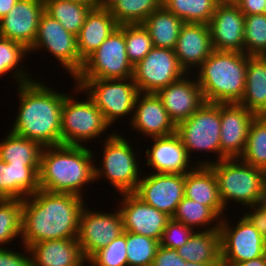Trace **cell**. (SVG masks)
Masks as SVG:
<instances>
[{"instance_id": "obj_15", "label": "cell", "mask_w": 266, "mask_h": 266, "mask_svg": "<svg viewBox=\"0 0 266 266\" xmlns=\"http://www.w3.org/2000/svg\"><path fill=\"white\" fill-rule=\"evenodd\" d=\"M143 173L134 193L151 207L172 218L184 197L185 174Z\"/></svg>"}, {"instance_id": "obj_19", "label": "cell", "mask_w": 266, "mask_h": 266, "mask_svg": "<svg viewBox=\"0 0 266 266\" xmlns=\"http://www.w3.org/2000/svg\"><path fill=\"white\" fill-rule=\"evenodd\" d=\"M156 94L175 125L190 118L205 102L193 73L185 74Z\"/></svg>"}, {"instance_id": "obj_12", "label": "cell", "mask_w": 266, "mask_h": 266, "mask_svg": "<svg viewBox=\"0 0 266 266\" xmlns=\"http://www.w3.org/2000/svg\"><path fill=\"white\" fill-rule=\"evenodd\" d=\"M229 215L220 220L219 226L222 262L239 263L264 256L266 239L242 213L233 223Z\"/></svg>"}, {"instance_id": "obj_38", "label": "cell", "mask_w": 266, "mask_h": 266, "mask_svg": "<svg viewBox=\"0 0 266 266\" xmlns=\"http://www.w3.org/2000/svg\"><path fill=\"white\" fill-rule=\"evenodd\" d=\"M127 266H151L160 243L144 235L126 231Z\"/></svg>"}, {"instance_id": "obj_48", "label": "cell", "mask_w": 266, "mask_h": 266, "mask_svg": "<svg viewBox=\"0 0 266 266\" xmlns=\"http://www.w3.org/2000/svg\"><path fill=\"white\" fill-rule=\"evenodd\" d=\"M266 0H237L235 5L244 15L264 14Z\"/></svg>"}, {"instance_id": "obj_11", "label": "cell", "mask_w": 266, "mask_h": 266, "mask_svg": "<svg viewBox=\"0 0 266 266\" xmlns=\"http://www.w3.org/2000/svg\"><path fill=\"white\" fill-rule=\"evenodd\" d=\"M134 66L128 59L124 24L119 25L85 60L74 79H125L133 77Z\"/></svg>"}, {"instance_id": "obj_45", "label": "cell", "mask_w": 266, "mask_h": 266, "mask_svg": "<svg viewBox=\"0 0 266 266\" xmlns=\"http://www.w3.org/2000/svg\"><path fill=\"white\" fill-rule=\"evenodd\" d=\"M186 261L183 260L175 249H168L162 246L158 247L156 255L151 266H185Z\"/></svg>"}, {"instance_id": "obj_21", "label": "cell", "mask_w": 266, "mask_h": 266, "mask_svg": "<svg viewBox=\"0 0 266 266\" xmlns=\"http://www.w3.org/2000/svg\"><path fill=\"white\" fill-rule=\"evenodd\" d=\"M131 131L138 132L145 139L165 137L176 133V125L156 93H139L135 102L133 117L128 123ZM133 129V130H132Z\"/></svg>"}, {"instance_id": "obj_42", "label": "cell", "mask_w": 266, "mask_h": 266, "mask_svg": "<svg viewBox=\"0 0 266 266\" xmlns=\"http://www.w3.org/2000/svg\"><path fill=\"white\" fill-rule=\"evenodd\" d=\"M88 266H127L126 231L88 259Z\"/></svg>"}, {"instance_id": "obj_4", "label": "cell", "mask_w": 266, "mask_h": 266, "mask_svg": "<svg viewBox=\"0 0 266 266\" xmlns=\"http://www.w3.org/2000/svg\"><path fill=\"white\" fill-rule=\"evenodd\" d=\"M248 55L214 50L193 72L207 103H239L245 91Z\"/></svg>"}, {"instance_id": "obj_29", "label": "cell", "mask_w": 266, "mask_h": 266, "mask_svg": "<svg viewBox=\"0 0 266 266\" xmlns=\"http://www.w3.org/2000/svg\"><path fill=\"white\" fill-rule=\"evenodd\" d=\"M184 23L161 5L142 24L148 31L154 47L174 50Z\"/></svg>"}, {"instance_id": "obj_53", "label": "cell", "mask_w": 266, "mask_h": 266, "mask_svg": "<svg viewBox=\"0 0 266 266\" xmlns=\"http://www.w3.org/2000/svg\"><path fill=\"white\" fill-rule=\"evenodd\" d=\"M185 266H223V263H191L186 261Z\"/></svg>"}, {"instance_id": "obj_17", "label": "cell", "mask_w": 266, "mask_h": 266, "mask_svg": "<svg viewBox=\"0 0 266 266\" xmlns=\"http://www.w3.org/2000/svg\"><path fill=\"white\" fill-rule=\"evenodd\" d=\"M151 147L145 148L143 166L152 173L186 174L197 165L191 160L180 137L174 133L165 137L149 138ZM152 141V142H151ZM193 161V162H192Z\"/></svg>"}, {"instance_id": "obj_23", "label": "cell", "mask_w": 266, "mask_h": 266, "mask_svg": "<svg viewBox=\"0 0 266 266\" xmlns=\"http://www.w3.org/2000/svg\"><path fill=\"white\" fill-rule=\"evenodd\" d=\"M174 51L186 73H193L214 51L209 26L201 23H184Z\"/></svg>"}, {"instance_id": "obj_2", "label": "cell", "mask_w": 266, "mask_h": 266, "mask_svg": "<svg viewBox=\"0 0 266 266\" xmlns=\"http://www.w3.org/2000/svg\"><path fill=\"white\" fill-rule=\"evenodd\" d=\"M39 78L15 87L19 104H16L17 115L9 131L36 141L42 147L60 145L62 107L67 94Z\"/></svg>"}, {"instance_id": "obj_56", "label": "cell", "mask_w": 266, "mask_h": 266, "mask_svg": "<svg viewBox=\"0 0 266 266\" xmlns=\"http://www.w3.org/2000/svg\"><path fill=\"white\" fill-rule=\"evenodd\" d=\"M88 265V260H86L82 265L80 266H87Z\"/></svg>"}, {"instance_id": "obj_49", "label": "cell", "mask_w": 266, "mask_h": 266, "mask_svg": "<svg viewBox=\"0 0 266 266\" xmlns=\"http://www.w3.org/2000/svg\"><path fill=\"white\" fill-rule=\"evenodd\" d=\"M223 266H266V254L264 256L244 262L223 263Z\"/></svg>"}, {"instance_id": "obj_22", "label": "cell", "mask_w": 266, "mask_h": 266, "mask_svg": "<svg viewBox=\"0 0 266 266\" xmlns=\"http://www.w3.org/2000/svg\"><path fill=\"white\" fill-rule=\"evenodd\" d=\"M245 15L233 3L218 4L208 23L214 50L244 53Z\"/></svg>"}, {"instance_id": "obj_47", "label": "cell", "mask_w": 266, "mask_h": 266, "mask_svg": "<svg viewBox=\"0 0 266 266\" xmlns=\"http://www.w3.org/2000/svg\"><path fill=\"white\" fill-rule=\"evenodd\" d=\"M245 209L246 210L242 211V214L251 222V224L266 239V213L264 212V210L259 205L247 207Z\"/></svg>"}, {"instance_id": "obj_13", "label": "cell", "mask_w": 266, "mask_h": 266, "mask_svg": "<svg viewBox=\"0 0 266 266\" xmlns=\"http://www.w3.org/2000/svg\"><path fill=\"white\" fill-rule=\"evenodd\" d=\"M92 208L90 205L88 207V203L83 208L77 235V241L86 260L124 232L122 215L119 209L113 210L112 208L111 211L104 212Z\"/></svg>"}, {"instance_id": "obj_16", "label": "cell", "mask_w": 266, "mask_h": 266, "mask_svg": "<svg viewBox=\"0 0 266 266\" xmlns=\"http://www.w3.org/2000/svg\"><path fill=\"white\" fill-rule=\"evenodd\" d=\"M117 195L116 209L122 215L124 231L160 241L171 217L145 203L134 192Z\"/></svg>"}, {"instance_id": "obj_54", "label": "cell", "mask_w": 266, "mask_h": 266, "mask_svg": "<svg viewBox=\"0 0 266 266\" xmlns=\"http://www.w3.org/2000/svg\"><path fill=\"white\" fill-rule=\"evenodd\" d=\"M259 206L264 210V212L266 213V189L265 191L263 192V195L260 199V202H259Z\"/></svg>"}, {"instance_id": "obj_31", "label": "cell", "mask_w": 266, "mask_h": 266, "mask_svg": "<svg viewBox=\"0 0 266 266\" xmlns=\"http://www.w3.org/2000/svg\"><path fill=\"white\" fill-rule=\"evenodd\" d=\"M7 131L6 136L0 138V159L8 164L40 165L43 147L36 141Z\"/></svg>"}, {"instance_id": "obj_28", "label": "cell", "mask_w": 266, "mask_h": 266, "mask_svg": "<svg viewBox=\"0 0 266 266\" xmlns=\"http://www.w3.org/2000/svg\"><path fill=\"white\" fill-rule=\"evenodd\" d=\"M176 251L187 262L223 263L219 229L194 231L188 242Z\"/></svg>"}, {"instance_id": "obj_52", "label": "cell", "mask_w": 266, "mask_h": 266, "mask_svg": "<svg viewBox=\"0 0 266 266\" xmlns=\"http://www.w3.org/2000/svg\"><path fill=\"white\" fill-rule=\"evenodd\" d=\"M69 1L81 4V5H86L88 7H91L92 9L96 8V0H69Z\"/></svg>"}, {"instance_id": "obj_33", "label": "cell", "mask_w": 266, "mask_h": 266, "mask_svg": "<svg viewBox=\"0 0 266 266\" xmlns=\"http://www.w3.org/2000/svg\"><path fill=\"white\" fill-rule=\"evenodd\" d=\"M91 9V7L69 0H44V11L76 36Z\"/></svg>"}, {"instance_id": "obj_51", "label": "cell", "mask_w": 266, "mask_h": 266, "mask_svg": "<svg viewBox=\"0 0 266 266\" xmlns=\"http://www.w3.org/2000/svg\"><path fill=\"white\" fill-rule=\"evenodd\" d=\"M120 0H96V8L111 10Z\"/></svg>"}, {"instance_id": "obj_25", "label": "cell", "mask_w": 266, "mask_h": 266, "mask_svg": "<svg viewBox=\"0 0 266 266\" xmlns=\"http://www.w3.org/2000/svg\"><path fill=\"white\" fill-rule=\"evenodd\" d=\"M184 197L208 206L220 219L229 213L221 201L216 176L209 166H196L185 174Z\"/></svg>"}, {"instance_id": "obj_41", "label": "cell", "mask_w": 266, "mask_h": 266, "mask_svg": "<svg viewBox=\"0 0 266 266\" xmlns=\"http://www.w3.org/2000/svg\"><path fill=\"white\" fill-rule=\"evenodd\" d=\"M13 173V199H25L39 189L40 165L11 164Z\"/></svg>"}, {"instance_id": "obj_7", "label": "cell", "mask_w": 266, "mask_h": 266, "mask_svg": "<svg viewBox=\"0 0 266 266\" xmlns=\"http://www.w3.org/2000/svg\"><path fill=\"white\" fill-rule=\"evenodd\" d=\"M209 167L216 176L219 195L226 211L232 207L231 203L238 207L244 206L241 209L259 205L266 189L265 170L253 167L241 158H225Z\"/></svg>"}, {"instance_id": "obj_5", "label": "cell", "mask_w": 266, "mask_h": 266, "mask_svg": "<svg viewBox=\"0 0 266 266\" xmlns=\"http://www.w3.org/2000/svg\"><path fill=\"white\" fill-rule=\"evenodd\" d=\"M126 137V135L124 136L116 130L112 136L100 142L102 143L100 144L102 145L101 149L103 148L100 151L101 154L93 150L95 183L101 181L102 178V180L106 178L105 181L111 185L113 191L115 190V196L117 193L135 192L143 172L141 168L143 166L140 163L143 157L139 155L142 151L141 147L140 151H137V148L134 147L136 146L135 141L132 142L131 138ZM99 154L100 159L98 158Z\"/></svg>"}, {"instance_id": "obj_26", "label": "cell", "mask_w": 266, "mask_h": 266, "mask_svg": "<svg viewBox=\"0 0 266 266\" xmlns=\"http://www.w3.org/2000/svg\"><path fill=\"white\" fill-rule=\"evenodd\" d=\"M119 26L110 10L94 8L89 11L77 35V48L85 60Z\"/></svg>"}, {"instance_id": "obj_8", "label": "cell", "mask_w": 266, "mask_h": 266, "mask_svg": "<svg viewBox=\"0 0 266 266\" xmlns=\"http://www.w3.org/2000/svg\"><path fill=\"white\" fill-rule=\"evenodd\" d=\"M220 126V104L207 102H204L190 118L176 125V134L180 137L188 156L195 160L197 166H209L220 161ZM199 153L207 154L202 155V160H198ZM208 154L210 157H207Z\"/></svg>"}, {"instance_id": "obj_24", "label": "cell", "mask_w": 266, "mask_h": 266, "mask_svg": "<svg viewBox=\"0 0 266 266\" xmlns=\"http://www.w3.org/2000/svg\"><path fill=\"white\" fill-rule=\"evenodd\" d=\"M28 251L32 266H80L86 261L77 238L42 241Z\"/></svg>"}, {"instance_id": "obj_35", "label": "cell", "mask_w": 266, "mask_h": 266, "mask_svg": "<svg viewBox=\"0 0 266 266\" xmlns=\"http://www.w3.org/2000/svg\"><path fill=\"white\" fill-rule=\"evenodd\" d=\"M22 207L23 199H0V248L21 243Z\"/></svg>"}, {"instance_id": "obj_34", "label": "cell", "mask_w": 266, "mask_h": 266, "mask_svg": "<svg viewBox=\"0 0 266 266\" xmlns=\"http://www.w3.org/2000/svg\"><path fill=\"white\" fill-rule=\"evenodd\" d=\"M216 0H162V5L185 23L210 22L216 6Z\"/></svg>"}, {"instance_id": "obj_20", "label": "cell", "mask_w": 266, "mask_h": 266, "mask_svg": "<svg viewBox=\"0 0 266 266\" xmlns=\"http://www.w3.org/2000/svg\"><path fill=\"white\" fill-rule=\"evenodd\" d=\"M44 0H18L7 15L0 19V37L30 49L34 43Z\"/></svg>"}, {"instance_id": "obj_18", "label": "cell", "mask_w": 266, "mask_h": 266, "mask_svg": "<svg viewBox=\"0 0 266 266\" xmlns=\"http://www.w3.org/2000/svg\"><path fill=\"white\" fill-rule=\"evenodd\" d=\"M255 114L238 103L220 104V160L240 158Z\"/></svg>"}, {"instance_id": "obj_1", "label": "cell", "mask_w": 266, "mask_h": 266, "mask_svg": "<svg viewBox=\"0 0 266 266\" xmlns=\"http://www.w3.org/2000/svg\"><path fill=\"white\" fill-rule=\"evenodd\" d=\"M86 200L42 189L23 199L21 244L28 248L46 240L77 238Z\"/></svg>"}, {"instance_id": "obj_27", "label": "cell", "mask_w": 266, "mask_h": 266, "mask_svg": "<svg viewBox=\"0 0 266 266\" xmlns=\"http://www.w3.org/2000/svg\"><path fill=\"white\" fill-rule=\"evenodd\" d=\"M245 91L238 103L256 116L266 115V56H248Z\"/></svg>"}, {"instance_id": "obj_32", "label": "cell", "mask_w": 266, "mask_h": 266, "mask_svg": "<svg viewBox=\"0 0 266 266\" xmlns=\"http://www.w3.org/2000/svg\"><path fill=\"white\" fill-rule=\"evenodd\" d=\"M172 219L182 222L194 231L219 229L221 220L208 206L186 197L178 204Z\"/></svg>"}, {"instance_id": "obj_3", "label": "cell", "mask_w": 266, "mask_h": 266, "mask_svg": "<svg viewBox=\"0 0 266 266\" xmlns=\"http://www.w3.org/2000/svg\"><path fill=\"white\" fill-rule=\"evenodd\" d=\"M90 147L65 144L43 147L39 167L40 189L85 198L87 187L94 186L95 182V160Z\"/></svg>"}, {"instance_id": "obj_40", "label": "cell", "mask_w": 266, "mask_h": 266, "mask_svg": "<svg viewBox=\"0 0 266 266\" xmlns=\"http://www.w3.org/2000/svg\"><path fill=\"white\" fill-rule=\"evenodd\" d=\"M124 40L128 59L133 66L154 47L148 31L142 23L124 24Z\"/></svg>"}, {"instance_id": "obj_37", "label": "cell", "mask_w": 266, "mask_h": 266, "mask_svg": "<svg viewBox=\"0 0 266 266\" xmlns=\"http://www.w3.org/2000/svg\"><path fill=\"white\" fill-rule=\"evenodd\" d=\"M162 5V0H120L110 10L119 25L143 23Z\"/></svg>"}, {"instance_id": "obj_55", "label": "cell", "mask_w": 266, "mask_h": 266, "mask_svg": "<svg viewBox=\"0 0 266 266\" xmlns=\"http://www.w3.org/2000/svg\"><path fill=\"white\" fill-rule=\"evenodd\" d=\"M219 4L233 3L235 4L237 0H216Z\"/></svg>"}, {"instance_id": "obj_30", "label": "cell", "mask_w": 266, "mask_h": 266, "mask_svg": "<svg viewBox=\"0 0 266 266\" xmlns=\"http://www.w3.org/2000/svg\"><path fill=\"white\" fill-rule=\"evenodd\" d=\"M28 57V49L22 44L0 37V79L11 73L9 78H12L13 83L16 82V86L34 80L28 65H24Z\"/></svg>"}, {"instance_id": "obj_6", "label": "cell", "mask_w": 266, "mask_h": 266, "mask_svg": "<svg viewBox=\"0 0 266 266\" xmlns=\"http://www.w3.org/2000/svg\"><path fill=\"white\" fill-rule=\"evenodd\" d=\"M72 81L74 87L71 92L74 94L72 95L70 91L67 93L62 107V144L88 146L87 144L96 141L95 139H100L101 142L112 136L116 131H110L111 126L105 120L103 113L81 87L75 84L73 78ZM81 93L82 96L86 95L84 99H81ZM105 132H109L108 135Z\"/></svg>"}, {"instance_id": "obj_57", "label": "cell", "mask_w": 266, "mask_h": 266, "mask_svg": "<svg viewBox=\"0 0 266 266\" xmlns=\"http://www.w3.org/2000/svg\"><path fill=\"white\" fill-rule=\"evenodd\" d=\"M264 14L266 15V1H265Z\"/></svg>"}, {"instance_id": "obj_44", "label": "cell", "mask_w": 266, "mask_h": 266, "mask_svg": "<svg viewBox=\"0 0 266 266\" xmlns=\"http://www.w3.org/2000/svg\"><path fill=\"white\" fill-rule=\"evenodd\" d=\"M18 246H21L18 248L23 247V251L21 249L15 250L14 247L12 249L11 246L0 248V266H32L28 248L20 243Z\"/></svg>"}, {"instance_id": "obj_46", "label": "cell", "mask_w": 266, "mask_h": 266, "mask_svg": "<svg viewBox=\"0 0 266 266\" xmlns=\"http://www.w3.org/2000/svg\"><path fill=\"white\" fill-rule=\"evenodd\" d=\"M13 199L12 166L0 159V199Z\"/></svg>"}, {"instance_id": "obj_10", "label": "cell", "mask_w": 266, "mask_h": 266, "mask_svg": "<svg viewBox=\"0 0 266 266\" xmlns=\"http://www.w3.org/2000/svg\"><path fill=\"white\" fill-rule=\"evenodd\" d=\"M44 50V52H43ZM47 53L53 56L63 67L71 79L75 78L81 71L84 60L80 57L77 48V36L67 31L58 20L52 18L45 11L42 13L37 34L32 47L28 50L30 54Z\"/></svg>"}, {"instance_id": "obj_43", "label": "cell", "mask_w": 266, "mask_h": 266, "mask_svg": "<svg viewBox=\"0 0 266 266\" xmlns=\"http://www.w3.org/2000/svg\"><path fill=\"white\" fill-rule=\"evenodd\" d=\"M193 233L191 227L171 218L162 233L160 246L176 250L186 244Z\"/></svg>"}, {"instance_id": "obj_36", "label": "cell", "mask_w": 266, "mask_h": 266, "mask_svg": "<svg viewBox=\"0 0 266 266\" xmlns=\"http://www.w3.org/2000/svg\"><path fill=\"white\" fill-rule=\"evenodd\" d=\"M240 158L249 165L266 171V115L255 116L252 120L246 148Z\"/></svg>"}, {"instance_id": "obj_9", "label": "cell", "mask_w": 266, "mask_h": 266, "mask_svg": "<svg viewBox=\"0 0 266 266\" xmlns=\"http://www.w3.org/2000/svg\"><path fill=\"white\" fill-rule=\"evenodd\" d=\"M74 81L94 101L112 128L113 124L116 125L120 120L125 121L126 118L131 122L135 102L140 93L133 78Z\"/></svg>"}, {"instance_id": "obj_39", "label": "cell", "mask_w": 266, "mask_h": 266, "mask_svg": "<svg viewBox=\"0 0 266 266\" xmlns=\"http://www.w3.org/2000/svg\"><path fill=\"white\" fill-rule=\"evenodd\" d=\"M244 27V53L266 56V15H245Z\"/></svg>"}, {"instance_id": "obj_50", "label": "cell", "mask_w": 266, "mask_h": 266, "mask_svg": "<svg viewBox=\"0 0 266 266\" xmlns=\"http://www.w3.org/2000/svg\"><path fill=\"white\" fill-rule=\"evenodd\" d=\"M18 0H0V19L9 13Z\"/></svg>"}, {"instance_id": "obj_14", "label": "cell", "mask_w": 266, "mask_h": 266, "mask_svg": "<svg viewBox=\"0 0 266 266\" xmlns=\"http://www.w3.org/2000/svg\"><path fill=\"white\" fill-rule=\"evenodd\" d=\"M186 71L180 66L175 51L153 47L133 69V81L141 93H156L181 79Z\"/></svg>"}]
</instances>
